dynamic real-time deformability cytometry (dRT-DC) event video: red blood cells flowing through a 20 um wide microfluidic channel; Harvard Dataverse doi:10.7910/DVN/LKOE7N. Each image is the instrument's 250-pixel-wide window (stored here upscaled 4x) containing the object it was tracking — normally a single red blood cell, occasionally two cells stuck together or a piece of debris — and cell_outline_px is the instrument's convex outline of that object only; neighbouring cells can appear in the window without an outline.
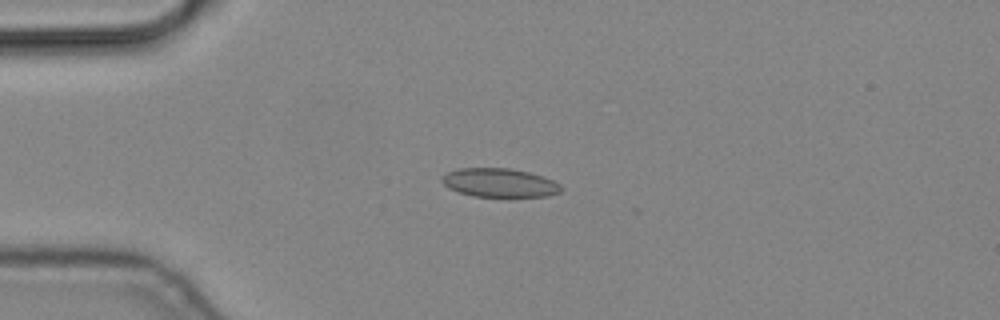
{"species": "common noctule bat (a hibernating species)", "species_latin": "Nyctalus noctula", "temperature_condition": "cold", "stored_images_in_passage": 5, "camera_frame_rate_fps": 3000, "um_per_image_px": 0.085, "animal": {"sex": "male", "body_mass_g": 19.2, "forearm_length_mm": 51.8}, "frame": {"image": 1, "passage_image": 4, "time_ms": 1.0, "image_size_px": [1000, 320], "cell_outline_px": [[560, 192], [548, 196], [472, 196], [448, 188], [440, 180], [440, 176], [448, 172], [460, 168], [508, 168], [528, 172], [552, 180], [560, 184]], "centroid_in_image_um": [42.4, 15.53], "position_along_channel_um": 42.6, "area_um2": 19.71}}